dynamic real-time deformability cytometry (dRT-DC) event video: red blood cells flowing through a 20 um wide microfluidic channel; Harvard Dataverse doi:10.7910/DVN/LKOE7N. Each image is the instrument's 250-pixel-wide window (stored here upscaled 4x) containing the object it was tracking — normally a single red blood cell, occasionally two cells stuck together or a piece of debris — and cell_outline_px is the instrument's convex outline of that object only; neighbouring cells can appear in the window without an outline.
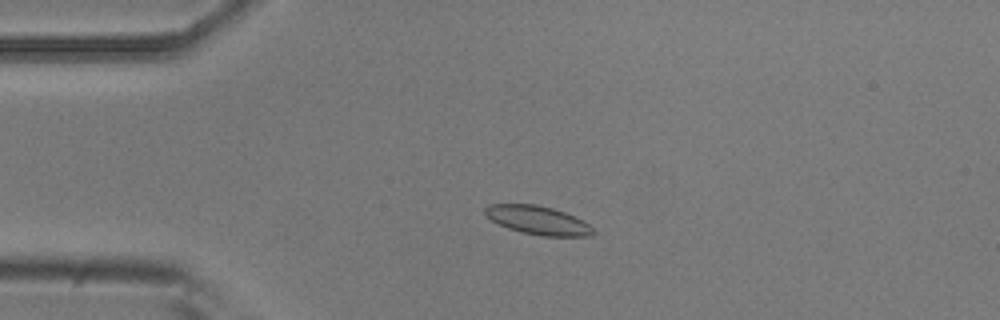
{"species": "common noctule bat (a hibernating species)", "species_latin": "Nyctalus noctula", "temperature_condition": "room temperature", "stored_images_in_passage": 3, "camera_frame_rate_fps": 3000, "um_per_image_px": 0.085, "animal": {"sex": "male", "body_mass_g": 20.5, "forearm_length_mm": 52.5}, "frame": {"image": 1, "passage_image": 2, "time_ms": 0.333, "image_size_px": [1000, 320], "cell_outline_px": [[596, 232], [592, 236], [544, 236], [524, 232], [508, 228], [492, 220], [484, 212], [484, 208], [488, 204], [536, 204], [552, 208], [564, 212], [588, 224]], "centroid_in_image_um": [45.72, 18.71], "position_along_channel_um": 39.3, "area_um2": 17.69}}